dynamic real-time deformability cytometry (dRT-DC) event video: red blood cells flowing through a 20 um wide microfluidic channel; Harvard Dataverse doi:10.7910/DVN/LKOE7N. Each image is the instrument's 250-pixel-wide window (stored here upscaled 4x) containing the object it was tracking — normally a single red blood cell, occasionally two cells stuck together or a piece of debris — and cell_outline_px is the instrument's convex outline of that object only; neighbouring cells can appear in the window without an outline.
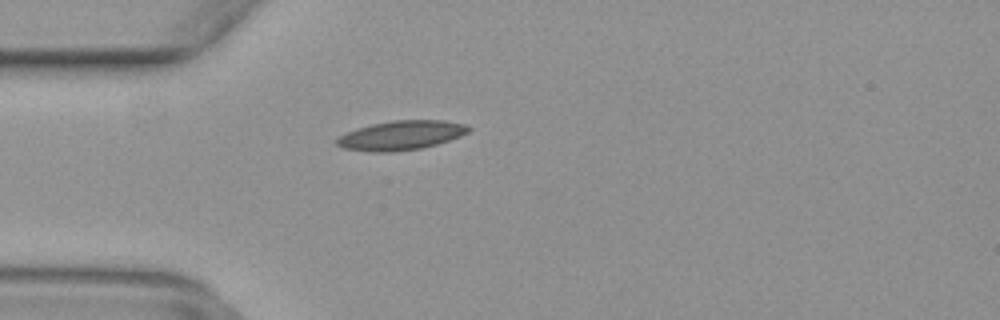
{"species": "common noctule bat (a hibernating species)", "species_latin": "Nyctalus noctula", "temperature_condition": "warm", "stored_images_in_passage": 38, "camera_frame_rate_fps": 3000, "um_per_image_px": 0.085, "animal": {"sex": "female", "body_mass_g": 29.2, "forearm_length_mm": 56.3}, "frame": {"image": 1, "passage_image": 2, "time_ms": 0.333, "image_size_px": [1000, 320], "cell_outline_px": [[472, 128], [468, 132], [460, 136], [436, 144], [420, 148], [392, 152], [368, 152], [344, 148], [336, 144], [336, 140], [340, 136], [356, 128], [372, 124], [392, 120], [444, 120], [464, 124]], "centroid_in_image_um": [34.08, 11.5], "position_along_channel_um": 50.9, "area_um2": 22.37}}
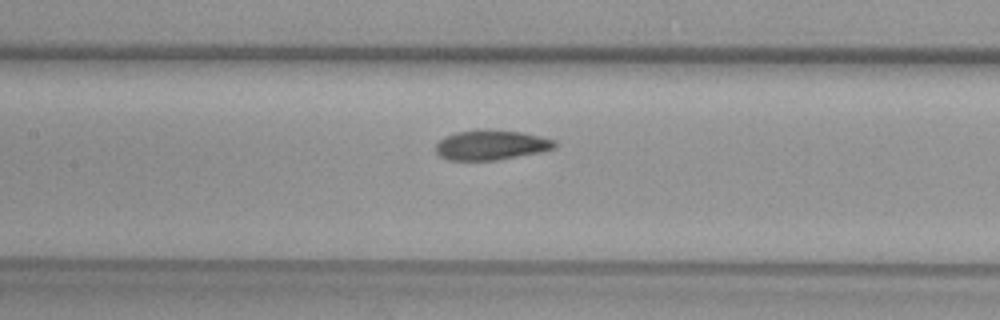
{"frame": {"image": 2, "passage_image": 11, "time_ms": 3.333, "image_size_px": [1000, 320], "cell_outline_px": [[556, 144], [552, 148], [540, 152], [496, 160], [448, 160], [440, 156], [436, 152], [436, 144], [444, 136], [456, 132], [484, 128], [488, 128], [524, 132], [556, 140]], "centroid_in_image_um": [41.73, 12.3], "position_along_channel_um": 165.7, "area_um2": 20.92}}
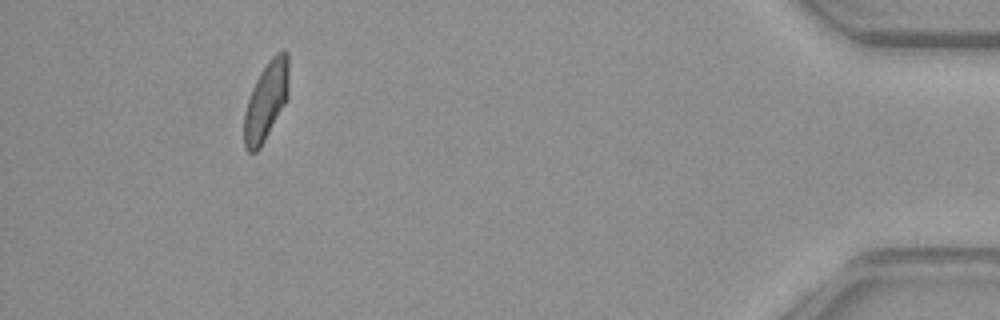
{"frame": {"image": 3, "passage_image": 34, "time_ms": 11.0, "image_size_px": [1000, 320], "cell_outline_px": [[288, 96], [284, 104], [260, 148], [256, 152], [248, 152], [244, 148], [244, 112], [252, 88], [260, 72], [268, 60], [276, 52], [284, 48], [288, 52]], "centroid_in_image_um": [22.61, 8.55], "position_along_channel_um": 412.6, "area_um2": 20.4}}